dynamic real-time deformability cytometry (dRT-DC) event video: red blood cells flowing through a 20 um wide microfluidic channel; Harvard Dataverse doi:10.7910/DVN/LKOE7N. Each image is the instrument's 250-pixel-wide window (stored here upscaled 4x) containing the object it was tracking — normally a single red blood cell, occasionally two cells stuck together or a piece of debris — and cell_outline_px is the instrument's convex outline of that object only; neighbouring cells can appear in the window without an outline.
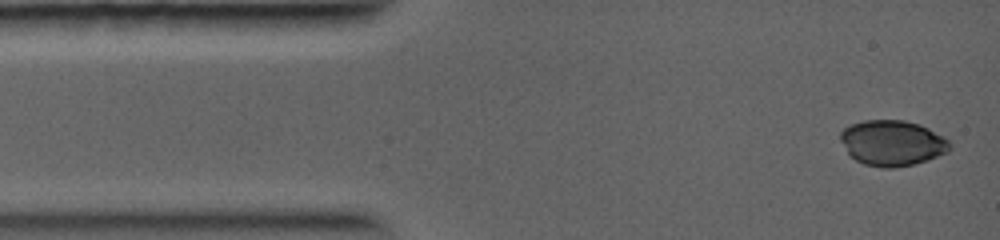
{"species": "common noctule bat (a hibernating species)", "species_latin": "Nyctalus noctula", "temperature_condition": "warm", "stored_images_in_passage": 24, "camera_frame_rate_fps": 5000, "um_per_image_px": 0.085, "animal": {"sex": "female", "body_mass_g": 19.0, "forearm_length_mm": 56.7}, "frame": {"image": 1, "passage_image": 1, "time_ms": 0.0, "image_size_px": [1000, 240], "cell_outline_px": [[952, 148], [948, 152], [928, 160], [912, 164], [892, 168], [884, 168], [864, 164], [848, 156], [840, 140], [840, 132], [848, 124], [864, 120], [904, 120], [920, 124], [944, 136], [952, 144]], "centroid_in_image_um": [75.83, 12.15], "position_along_channel_um": 9.2, "area_um2": 29.42}}
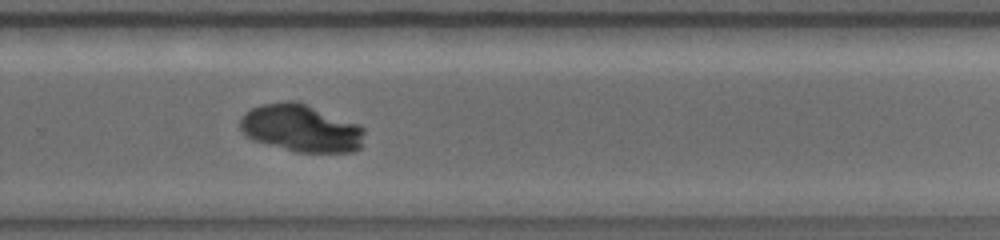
{"frame": {"image": 2, "passage_image": 22, "time_ms": 7.6, "image_size_px": [1000, 240], "cell_outline_px": [[364, 132], [360, 148], [352, 152], [296, 152], [252, 140], [240, 132], [240, 120], [244, 112], [260, 104], [292, 100], [296, 100], [360, 124], [364, 128]], "centroid_in_image_um": [25.57, 10.89], "position_along_channel_um": 304.2, "area_um2": 34.68}}
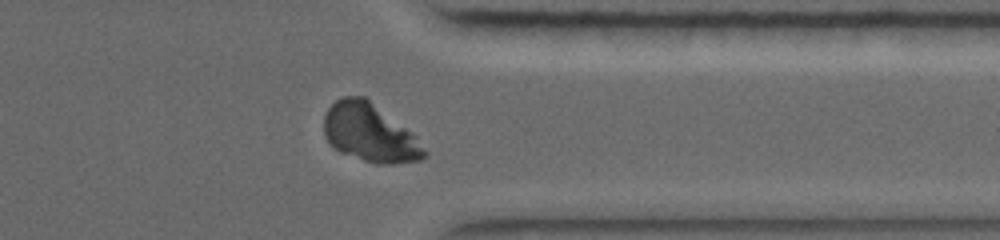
{"frame": {"image": 3, "passage_image": 24, "time_ms": 9.2, "image_size_px": [1000, 240], "cell_outline_px": [[428, 156], [420, 160], [392, 164], [376, 164], [340, 152], [328, 140], [324, 132], [324, 116], [328, 108], [336, 100], [344, 96], [364, 96], [416, 136], [428, 152]], "centroid_in_image_um": [31.45, 11.3], "position_along_channel_um": 379.9, "area_um2": 33.7}}